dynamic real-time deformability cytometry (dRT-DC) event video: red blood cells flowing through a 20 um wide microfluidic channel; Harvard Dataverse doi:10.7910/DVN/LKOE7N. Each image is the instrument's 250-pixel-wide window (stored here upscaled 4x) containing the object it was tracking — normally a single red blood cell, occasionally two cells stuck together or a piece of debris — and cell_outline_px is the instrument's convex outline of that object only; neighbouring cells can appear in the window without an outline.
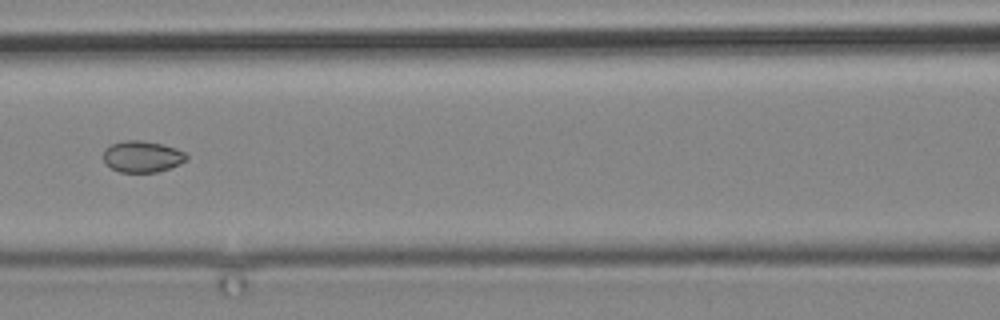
{"species": "common noctule bat (a hibernating species)", "species_latin": "Nyctalus noctula", "temperature_condition": "cold", "stored_images_in_passage": 13, "camera_frame_rate_fps": 3000, "um_per_image_px": 0.085, "animal": {"sex": "male", "body_mass_g": 19.2, "forearm_length_mm": 51.8}, "frame": {"image": 1, "passage_image": 11, "time_ms": 13.0, "image_size_px": [1000, 320], "cell_outline_px": [[188, 160], [180, 164], [156, 172], [120, 172], [104, 164], [104, 148], [112, 144], [124, 140], [140, 140], [160, 144], [176, 148], [184, 152], [188, 156]], "centroid_in_image_um": [12.08, 13.31], "position_along_channel_um": 154.5, "area_um2": 15.2}}
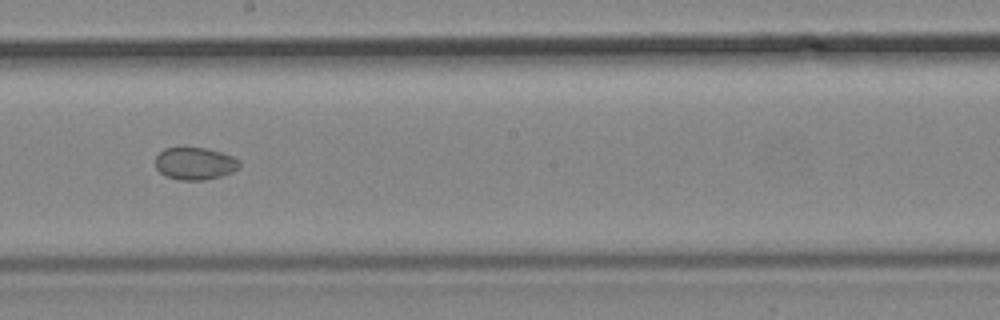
{"frame": {"image": 2, "passage_image": 13, "time_ms": 15.333, "image_size_px": [1000, 320], "cell_outline_px": [[240, 168], [232, 172], [220, 176], [204, 180], [180, 180], [164, 176], [156, 168], [156, 156], [164, 148], [208, 148], [232, 156], [240, 160]], "centroid_in_image_um": [16.58, 13.9], "position_along_channel_um": 231.6, "area_um2": 15.9}}